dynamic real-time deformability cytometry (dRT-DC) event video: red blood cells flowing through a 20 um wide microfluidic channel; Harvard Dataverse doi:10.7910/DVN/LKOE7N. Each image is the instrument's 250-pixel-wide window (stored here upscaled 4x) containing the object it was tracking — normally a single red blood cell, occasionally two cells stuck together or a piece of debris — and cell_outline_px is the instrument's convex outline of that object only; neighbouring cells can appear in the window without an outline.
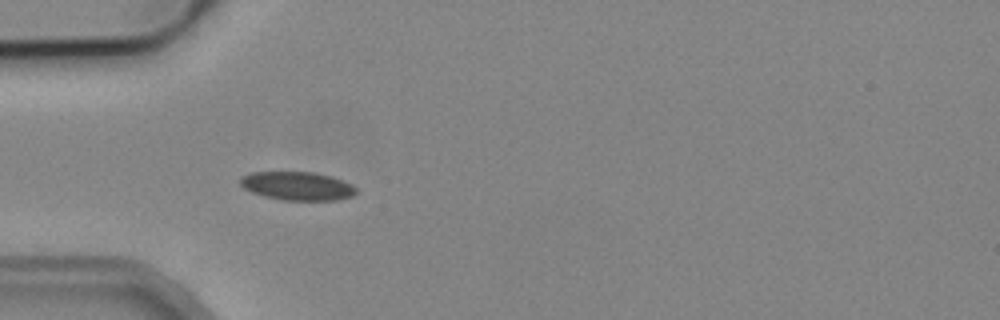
{"species": "common noctule bat (a hibernating species)", "species_latin": "Nyctalus noctula", "temperature_condition": "cold", "stored_images_in_passage": 8, "camera_frame_rate_fps": 3000, "um_per_image_px": 0.085, "animal": {"sex": "male", "body_mass_g": 19.2, "forearm_length_mm": 51.8}, "frame": {"image": 1, "passage_image": 3, "time_ms": 2.333, "image_size_px": [1000, 320], "cell_outline_px": [[356, 192], [352, 196], [336, 200], [280, 200], [264, 196], [252, 192], [244, 188], [240, 184], [240, 176], [252, 172], [312, 172], [332, 176], [356, 188]], "centroid_in_image_um": [25.22, 15.81], "position_along_channel_um": 59.8, "area_um2": 19.13}}
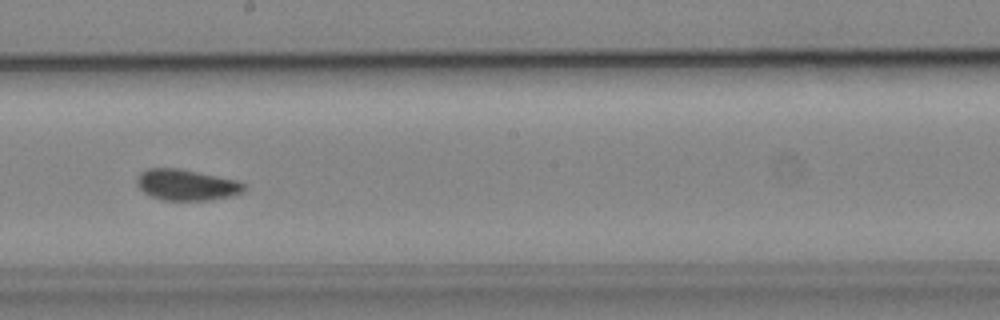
{"frame": {"image": 2, "passage_image": 7, "time_ms": 7.0, "image_size_px": [1000, 320], "cell_outline_px": [[248, 188], [244, 192], [228, 196], [208, 200], [164, 200], [152, 196], [144, 192], [136, 184], [136, 176], [144, 168], [180, 168], [236, 180], [244, 184]], "centroid_in_image_um": [15.82, 15.7], "position_along_channel_um": 232.4, "area_um2": 19.42}}
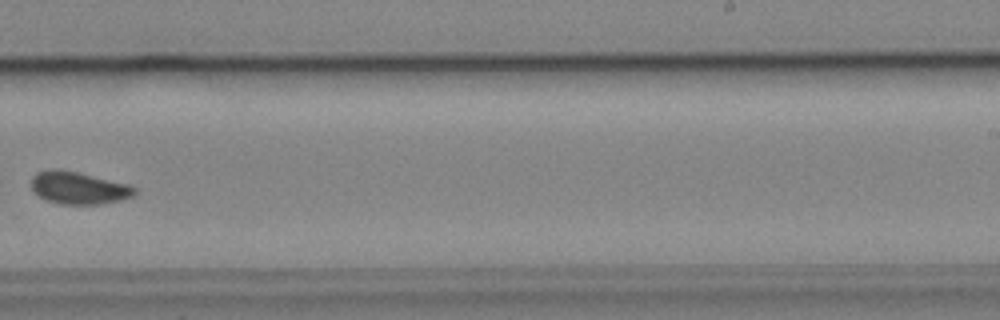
{"frame": {"image": 3, "passage_image": 8, "time_ms": 8.333, "image_size_px": [1000, 320], "cell_outline_px": [[136, 192], [132, 196], [120, 200], [96, 204], [60, 204], [48, 200], [40, 196], [32, 188], [32, 176], [36, 172], [48, 168], [52, 168], [76, 172], [128, 184], [136, 188]], "centroid_in_image_um": [6.66, 15.96], "position_along_channel_um": 282.3, "area_um2": 19.19}}